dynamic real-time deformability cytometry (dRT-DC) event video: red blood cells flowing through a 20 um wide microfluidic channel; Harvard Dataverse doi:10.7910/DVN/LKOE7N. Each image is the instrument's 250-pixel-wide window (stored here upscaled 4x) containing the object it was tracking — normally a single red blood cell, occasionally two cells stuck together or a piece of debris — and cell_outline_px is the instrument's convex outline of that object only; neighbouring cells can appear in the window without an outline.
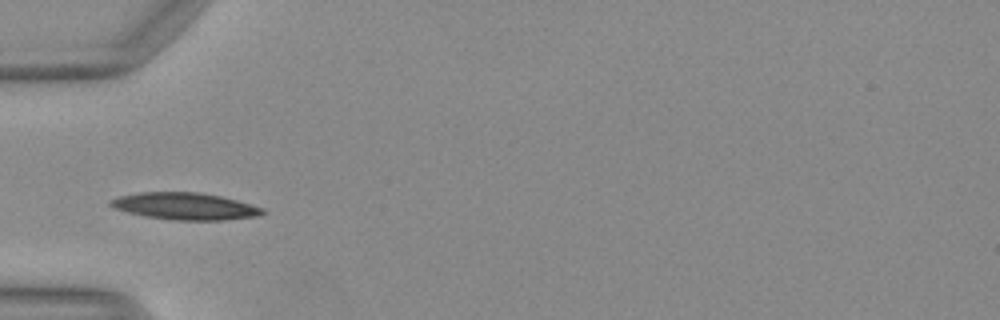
{"species": "Egyptian fruit bat (a non-hibernating species)", "species_latin": "Rousettus aegyptiacus", "temperature_condition": "warm", "stored_images_in_passage": 31, "camera_frame_rate_fps": 3000, "um_per_image_px": 0.085, "animal": {"sex": "female"}, "frame": {"image": 1, "passage_image": 1, "time_ms": 0.0, "image_size_px": [1000, 320], "cell_outline_px": [[268, 212], [260, 216], [224, 220], [172, 220], [144, 216], [128, 212], [116, 208], [108, 204], [108, 200], [120, 196], [140, 192], [200, 192], [220, 196], [236, 200], [264, 208]], "centroid_in_image_um": [15.76, 17.53], "position_along_channel_um": 69.2, "area_um2": 23.99}}
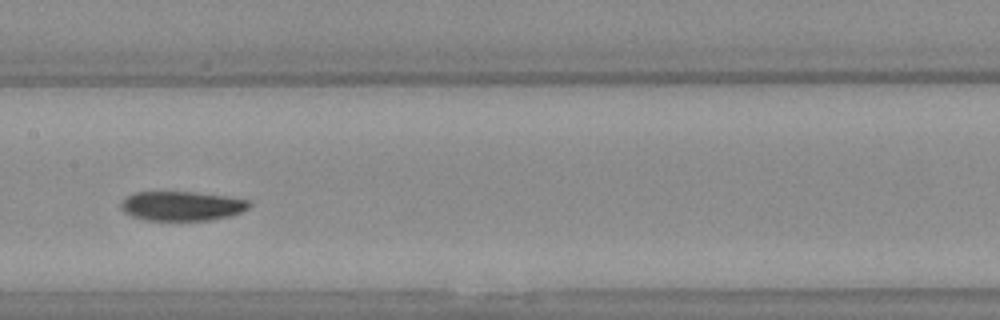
{"frame": {"image": 2, "passage_image": 10, "time_ms": 3.0, "image_size_px": [1000, 320], "cell_outline_px": [[252, 204], [248, 208], [240, 212], [228, 216], [208, 220], [148, 220], [132, 216], [124, 212], [120, 208], [120, 204], [128, 196], [136, 192], [196, 192], [224, 196], [248, 200]], "centroid_in_image_um": [15.45, 17.5], "position_along_channel_um": 192.0, "area_um2": 21.73}, "authors_computed_cell_mechanics": {"area_um2": 22.3686, "velocity_mm_per_s": 4.1194, "shape_relaxation_time_tau1_ms": 5.4102, "shape_relaxation_time_tau2_ms": 3.2302, "deformation_change_tau1": 0.1777, "deformation_change_tau2": 0.0815}}